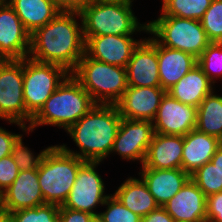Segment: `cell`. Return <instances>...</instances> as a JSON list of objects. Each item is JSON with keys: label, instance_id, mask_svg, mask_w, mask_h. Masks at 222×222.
I'll list each match as a JSON object with an SVG mask.
<instances>
[{"label": "cell", "instance_id": "35", "mask_svg": "<svg viewBox=\"0 0 222 222\" xmlns=\"http://www.w3.org/2000/svg\"><path fill=\"white\" fill-rule=\"evenodd\" d=\"M206 222H222V191L207 196Z\"/></svg>", "mask_w": 222, "mask_h": 222}, {"label": "cell", "instance_id": "24", "mask_svg": "<svg viewBox=\"0 0 222 222\" xmlns=\"http://www.w3.org/2000/svg\"><path fill=\"white\" fill-rule=\"evenodd\" d=\"M25 29L32 34L56 17L62 9L55 0H6Z\"/></svg>", "mask_w": 222, "mask_h": 222}, {"label": "cell", "instance_id": "3", "mask_svg": "<svg viewBox=\"0 0 222 222\" xmlns=\"http://www.w3.org/2000/svg\"><path fill=\"white\" fill-rule=\"evenodd\" d=\"M96 103L90 94L70 74L32 117L29 129L55 126L65 131L87 114Z\"/></svg>", "mask_w": 222, "mask_h": 222}, {"label": "cell", "instance_id": "10", "mask_svg": "<svg viewBox=\"0 0 222 222\" xmlns=\"http://www.w3.org/2000/svg\"><path fill=\"white\" fill-rule=\"evenodd\" d=\"M101 162L86 161L78 170L67 200L62 205L98 216L97 208L104 205L111 194L105 193V183L96 170ZM96 210V211H95Z\"/></svg>", "mask_w": 222, "mask_h": 222}, {"label": "cell", "instance_id": "1", "mask_svg": "<svg viewBox=\"0 0 222 222\" xmlns=\"http://www.w3.org/2000/svg\"><path fill=\"white\" fill-rule=\"evenodd\" d=\"M84 54L82 20L77 10H62L30 35L28 57L35 61L59 65L72 73Z\"/></svg>", "mask_w": 222, "mask_h": 222}, {"label": "cell", "instance_id": "37", "mask_svg": "<svg viewBox=\"0 0 222 222\" xmlns=\"http://www.w3.org/2000/svg\"><path fill=\"white\" fill-rule=\"evenodd\" d=\"M20 134L7 131L6 128L0 127V159L11 155L13 142Z\"/></svg>", "mask_w": 222, "mask_h": 222}, {"label": "cell", "instance_id": "20", "mask_svg": "<svg viewBox=\"0 0 222 222\" xmlns=\"http://www.w3.org/2000/svg\"><path fill=\"white\" fill-rule=\"evenodd\" d=\"M183 136L155 133L141 167L152 169L181 168Z\"/></svg>", "mask_w": 222, "mask_h": 222}, {"label": "cell", "instance_id": "21", "mask_svg": "<svg viewBox=\"0 0 222 222\" xmlns=\"http://www.w3.org/2000/svg\"><path fill=\"white\" fill-rule=\"evenodd\" d=\"M222 141L196 128L183 136L181 168L189 175L210 162Z\"/></svg>", "mask_w": 222, "mask_h": 222}, {"label": "cell", "instance_id": "25", "mask_svg": "<svg viewBox=\"0 0 222 222\" xmlns=\"http://www.w3.org/2000/svg\"><path fill=\"white\" fill-rule=\"evenodd\" d=\"M113 195L129 210L144 217L159 205L142 178L128 177Z\"/></svg>", "mask_w": 222, "mask_h": 222}, {"label": "cell", "instance_id": "28", "mask_svg": "<svg viewBox=\"0 0 222 222\" xmlns=\"http://www.w3.org/2000/svg\"><path fill=\"white\" fill-rule=\"evenodd\" d=\"M197 65L215 85L222 78V43L211 42L197 59Z\"/></svg>", "mask_w": 222, "mask_h": 222}, {"label": "cell", "instance_id": "12", "mask_svg": "<svg viewBox=\"0 0 222 222\" xmlns=\"http://www.w3.org/2000/svg\"><path fill=\"white\" fill-rule=\"evenodd\" d=\"M30 35L13 7L7 1L0 5V60L28 57Z\"/></svg>", "mask_w": 222, "mask_h": 222}, {"label": "cell", "instance_id": "15", "mask_svg": "<svg viewBox=\"0 0 222 222\" xmlns=\"http://www.w3.org/2000/svg\"><path fill=\"white\" fill-rule=\"evenodd\" d=\"M127 84L133 87H157L160 85L157 42L145 37L133 51L126 66Z\"/></svg>", "mask_w": 222, "mask_h": 222}, {"label": "cell", "instance_id": "26", "mask_svg": "<svg viewBox=\"0 0 222 222\" xmlns=\"http://www.w3.org/2000/svg\"><path fill=\"white\" fill-rule=\"evenodd\" d=\"M196 129L222 141V96L214 90L197 107Z\"/></svg>", "mask_w": 222, "mask_h": 222}, {"label": "cell", "instance_id": "39", "mask_svg": "<svg viewBox=\"0 0 222 222\" xmlns=\"http://www.w3.org/2000/svg\"><path fill=\"white\" fill-rule=\"evenodd\" d=\"M62 10H77L86 6L92 0H55Z\"/></svg>", "mask_w": 222, "mask_h": 222}, {"label": "cell", "instance_id": "8", "mask_svg": "<svg viewBox=\"0 0 222 222\" xmlns=\"http://www.w3.org/2000/svg\"><path fill=\"white\" fill-rule=\"evenodd\" d=\"M32 117L23 98V59L0 60V119L28 134Z\"/></svg>", "mask_w": 222, "mask_h": 222}, {"label": "cell", "instance_id": "7", "mask_svg": "<svg viewBox=\"0 0 222 222\" xmlns=\"http://www.w3.org/2000/svg\"><path fill=\"white\" fill-rule=\"evenodd\" d=\"M148 33L159 44L199 58L211 43L200 20L159 16L147 22Z\"/></svg>", "mask_w": 222, "mask_h": 222}, {"label": "cell", "instance_id": "36", "mask_svg": "<svg viewBox=\"0 0 222 222\" xmlns=\"http://www.w3.org/2000/svg\"><path fill=\"white\" fill-rule=\"evenodd\" d=\"M60 222H98L96 216L84 211L72 210L59 206Z\"/></svg>", "mask_w": 222, "mask_h": 222}, {"label": "cell", "instance_id": "13", "mask_svg": "<svg viewBox=\"0 0 222 222\" xmlns=\"http://www.w3.org/2000/svg\"><path fill=\"white\" fill-rule=\"evenodd\" d=\"M152 122L155 133L185 136L196 128L197 107L181 103L165 93Z\"/></svg>", "mask_w": 222, "mask_h": 222}, {"label": "cell", "instance_id": "22", "mask_svg": "<svg viewBox=\"0 0 222 222\" xmlns=\"http://www.w3.org/2000/svg\"><path fill=\"white\" fill-rule=\"evenodd\" d=\"M158 70L161 88L167 91L185 76L195 65L197 58L181 50L157 43Z\"/></svg>", "mask_w": 222, "mask_h": 222}, {"label": "cell", "instance_id": "31", "mask_svg": "<svg viewBox=\"0 0 222 222\" xmlns=\"http://www.w3.org/2000/svg\"><path fill=\"white\" fill-rule=\"evenodd\" d=\"M106 210L99 212L98 222H142V217L126 208L113 194L105 201Z\"/></svg>", "mask_w": 222, "mask_h": 222}, {"label": "cell", "instance_id": "16", "mask_svg": "<svg viewBox=\"0 0 222 222\" xmlns=\"http://www.w3.org/2000/svg\"><path fill=\"white\" fill-rule=\"evenodd\" d=\"M44 204L37 169L20 171L13 183L0 195V209L8 213Z\"/></svg>", "mask_w": 222, "mask_h": 222}, {"label": "cell", "instance_id": "11", "mask_svg": "<svg viewBox=\"0 0 222 222\" xmlns=\"http://www.w3.org/2000/svg\"><path fill=\"white\" fill-rule=\"evenodd\" d=\"M154 134L152 121L122 118L111 154L129 162L139 161L142 166Z\"/></svg>", "mask_w": 222, "mask_h": 222}, {"label": "cell", "instance_id": "33", "mask_svg": "<svg viewBox=\"0 0 222 222\" xmlns=\"http://www.w3.org/2000/svg\"><path fill=\"white\" fill-rule=\"evenodd\" d=\"M200 21L209 41L222 43V0H212Z\"/></svg>", "mask_w": 222, "mask_h": 222}, {"label": "cell", "instance_id": "43", "mask_svg": "<svg viewBox=\"0 0 222 222\" xmlns=\"http://www.w3.org/2000/svg\"><path fill=\"white\" fill-rule=\"evenodd\" d=\"M6 0H0V5H2Z\"/></svg>", "mask_w": 222, "mask_h": 222}, {"label": "cell", "instance_id": "14", "mask_svg": "<svg viewBox=\"0 0 222 222\" xmlns=\"http://www.w3.org/2000/svg\"><path fill=\"white\" fill-rule=\"evenodd\" d=\"M85 53L95 60L126 68L133 51L143 40L127 35L84 37Z\"/></svg>", "mask_w": 222, "mask_h": 222}, {"label": "cell", "instance_id": "29", "mask_svg": "<svg viewBox=\"0 0 222 222\" xmlns=\"http://www.w3.org/2000/svg\"><path fill=\"white\" fill-rule=\"evenodd\" d=\"M190 178L206 197L222 191V173L211 161L198 168Z\"/></svg>", "mask_w": 222, "mask_h": 222}, {"label": "cell", "instance_id": "17", "mask_svg": "<svg viewBox=\"0 0 222 222\" xmlns=\"http://www.w3.org/2000/svg\"><path fill=\"white\" fill-rule=\"evenodd\" d=\"M165 93L161 86H128L116 106L122 118L153 121Z\"/></svg>", "mask_w": 222, "mask_h": 222}, {"label": "cell", "instance_id": "34", "mask_svg": "<svg viewBox=\"0 0 222 222\" xmlns=\"http://www.w3.org/2000/svg\"><path fill=\"white\" fill-rule=\"evenodd\" d=\"M19 172L11 155L0 159V195L13 183Z\"/></svg>", "mask_w": 222, "mask_h": 222}, {"label": "cell", "instance_id": "23", "mask_svg": "<svg viewBox=\"0 0 222 222\" xmlns=\"http://www.w3.org/2000/svg\"><path fill=\"white\" fill-rule=\"evenodd\" d=\"M214 86L202 69L195 65L166 93L181 103L198 107L201 101L215 90Z\"/></svg>", "mask_w": 222, "mask_h": 222}, {"label": "cell", "instance_id": "5", "mask_svg": "<svg viewBox=\"0 0 222 222\" xmlns=\"http://www.w3.org/2000/svg\"><path fill=\"white\" fill-rule=\"evenodd\" d=\"M71 74L96 104H116L128 87L126 68L95 60L86 53Z\"/></svg>", "mask_w": 222, "mask_h": 222}, {"label": "cell", "instance_id": "38", "mask_svg": "<svg viewBox=\"0 0 222 222\" xmlns=\"http://www.w3.org/2000/svg\"><path fill=\"white\" fill-rule=\"evenodd\" d=\"M142 222H175L168 212L161 206L142 217Z\"/></svg>", "mask_w": 222, "mask_h": 222}, {"label": "cell", "instance_id": "42", "mask_svg": "<svg viewBox=\"0 0 222 222\" xmlns=\"http://www.w3.org/2000/svg\"><path fill=\"white\" fill-rule=\"evenodd\" d=\"M105 1H118V2H124V3H128L133 5L132 2H134V0H105Z\"/></svg>", "mask_w": 222, "mask_h": 222}, {"label": "cell", "instance_id": "19", "mask_svg": "<svg viewBox=\"0 0 222 222\" xmlns=\"http://www.w3.org/2000/svg\"><path fill=\"white\" fill-rule=\"evenodd\" d=\"M139 176L143 179L156 203L163 206L190 179V175L182 168L152 169L140 167Z\"/></svg>", "mask_w": 222, "mask_h": 222}, {"label": "cell", "instance_id": "41", "mask_svg": "<svg viewBox=\"0 0 222 222\" xmlns=\"http://www.w3.org/2000/svg\"><path fill=\"white\" fill-rule=\"evenodd\" d=\"M0 222H15L11 213L2 211L0 209Z\"/></svg>", "mask_w": 222, "mask_h": 222}, {"label": "cell", "instance_id": "4", "mask_svg": "<svg viewBox=\"0 0 222 222\" xmlns=\"http://www.w3.org/2000/svg\"><path fill=\"white\" fill-rule=\"evenodd\" d=\"M132 6L118 1H90L79 10L83 37L104 35L133 36L141 31L147 34V22L141 24L138 21Z\"/></svg>", "mask_w": 222, "mask_h": 222}, {"label": "cell", "instance_id": "2", "mask_svg": "<svg viewBox=\"0 0 222 222\" xmlns=\"http://www.w3.org/2000/svg\"><path fill=\"white\" fill-rule=\"evenodd\" d=\"M121 119L116 104H95L65 131L80 151L72 150L66 144L58 145L84 161L102 162L111 155Z\"/></svg>", "mask_w": 222, "mask_h": 222}, {"label": "cell", "instance_id": "9", "mask_svg": "<svg viewBox=\"0 0 222 222\" xmlns=\"http://www.w3.org/2000/svg\"><path fill=\"white\" fill-rule=\"evenodd\" d=\"M70 74L62 66L24 58L23 98L26 110L34 116Z\"/></svg>", "mask_w": 222, "mask_h": 222}, {"label": "cell", "instance_id": "27", "mask_svg": "<svg viewBox=\"0 0 222 222\" xmlns=\"http://www.w3.org/2000/svg\"><path fill=\"white\" fill-rule=\"evenodd\" d=\"M160 16L201 20L212 0H161Z\"/></svg>", "mask_w": 222, "mask_h": 222}, {"label": "cell", "instance_id": "18", "mask_svg": "<svg viewBox=\"0 0 222 222\" xmlns=\"http://www.w3.org/2000/svg\"><path fill=\"white\" fill-rule=\"evenodd\" d=\"M207 197L191 180L162 207L175 222H206Z\"/></svg>", "mask_w": 222, "mask_h": 222}, {"label": "cell", "instance_id": "32", "mask_svg": "<svg viewBox=\"0 0 222 222\" xmlns=\"http://www.w3.org/2000/svg\"><path fill=\"white\" fill-rule=\"evenodd\" d=\"M15 222H60L59 206L44 204L10 212Z\"/></svg>", "mask_w": 222, "mask_h": 222}, {"label": "cell", "instance_id": "30", "mask_svg": "<svg viewBox=\"0 0 222 222\" xmlns=\"http://www.w3.org/2000/svg\"><path fill=\"white\" fill-rule=\"evenodd\" d=\"M51 147H46L36 155L34 151L30 150L31 148L24 145L23 135L20 134L13 142L11 156L20 171L38 169L45 154Z\"/></svg>", "mask_w": 222, "mask_h": 222}, {"label": "cell", "instance_id": "40", "mask_svg": "<svg viewBox=\"0 0 222 222\" xmlns=\"http://www.w3.org/2000/svg\"><path fill=\"white\" fill-rule=\"evenodd\" d=\"M211 162L218 168V170L222 173V143L217 148L216 153L211 159Z\"/></svg>", "mask_w": 222, "mask_h": 222}, {"label": "cell", "instance_id": "6", "mask_svg": "<svg viewBox=\"0 0 222 222\" xmlns=\"http://www.w3.org/2000/svg\"><path fill=\"white\" fill-rule=\"evenodd\" d=\"M85 162L65 152L59 145H52L37 169L40 189L46 204H64L78 170Z\"/></svg>", "mask_w": 222, "mask_h": 222}]
</instances>
